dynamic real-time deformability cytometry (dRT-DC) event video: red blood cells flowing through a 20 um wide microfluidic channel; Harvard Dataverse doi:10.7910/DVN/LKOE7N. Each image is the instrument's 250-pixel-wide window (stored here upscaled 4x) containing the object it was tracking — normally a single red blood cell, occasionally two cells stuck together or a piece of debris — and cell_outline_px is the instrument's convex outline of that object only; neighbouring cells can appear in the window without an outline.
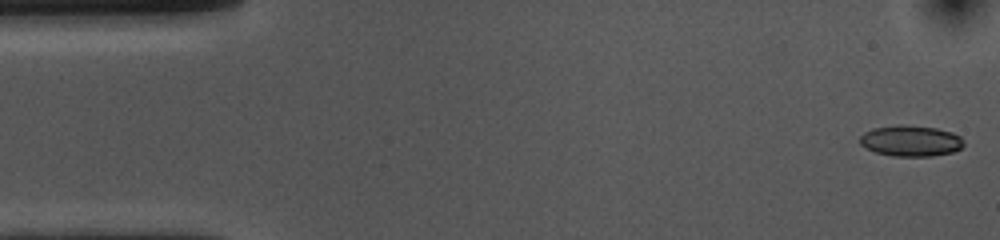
{"species": "common noctule bat (a hibernating species)", "species_latin": "Nyctalus noctula", "temperature_condition": "cold", "stored_images_in_passage": 53, "camera_frame_rate_fps": 3000, "um_per_image_px": 0.085, "animal": {"sex": "female", "body_mass_g": 10.0, "forearm_length_mm": 53.1}, "frame": {"image": 1, "passage_image": 1, "time_ms": 0.0, "image_size_px": [1000, 240], "cell_outline_px": [[964, 144], [960, 148], [952, 152], [932, 156], [892, 156], [876, 152], [860, 144], [860, 136], [864, 132], [872, 128], [900, 124], [936, 128], [952, 132], [960, 136], [964, 140]], "centroid_in_image_um": [77.42, 11.96], "position_along_channel_um": 7.6, "area_um2": 18.73}}
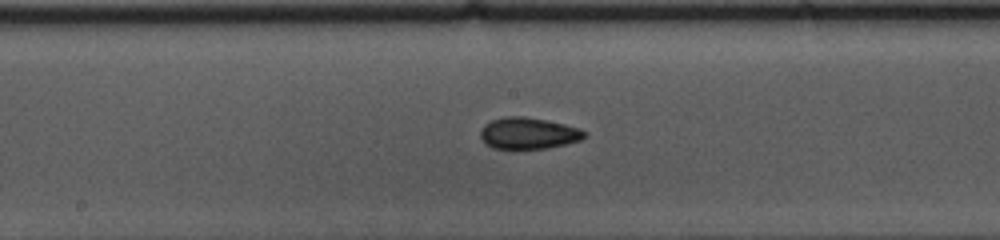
{"frame": {"image": 2, "passage_image": 26, "time_ms": 8.333, "image_size_px": [1000, 240], "cell_outline_px": [[588, 136], [580, 140], [548, 148], [492, 148], [484, 144], [480, 136], [480, 132], [484, 124], [492, 120], [504, 116], [524, 116], [564, 124], [580, 128], [588, 132]], "centroid_in_image_um": [44.91, 11.32], "position_along_channel_um": 203.3, "area_um2": 19.13}}
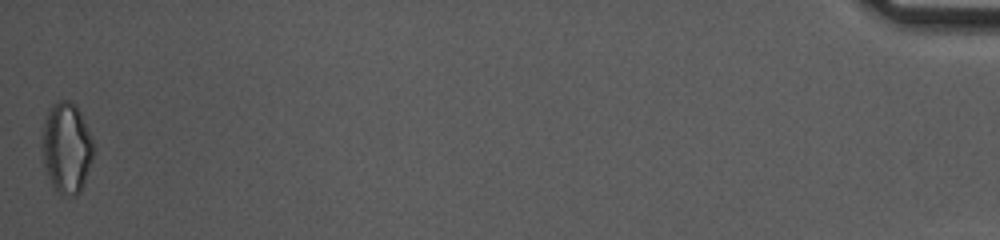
{"frame": {"image": 3, "passage_image": 53, "time_ms": 17.333, "image_size_px": [1000, 240], "cell_outline_px": [[96, 148], [84, 184], [80, 192], [76, 196], [64, 196], [52, 184], [40, 160], [40, 148], [44, 120], [48, 108], [52, 104], [60, 100], [68, 100], [76, 104], [92, 136]], "centroid_in_image_um": [5.64, 12.55], "position_along_channel_um": 429.6, "area_um2": 28.03}, "authors_computed_cell_mechanics": {"area_um2": 19.0162, "velocity_mm_per_s": 3.6489, "shape_relaxation_time_tau1_ms": 5.669, "shape_relaxation_time_tau2_ms": 3.7808, "deformation_change_tau1": 0.1143, "deformation_change_tau2": 0.0955}}